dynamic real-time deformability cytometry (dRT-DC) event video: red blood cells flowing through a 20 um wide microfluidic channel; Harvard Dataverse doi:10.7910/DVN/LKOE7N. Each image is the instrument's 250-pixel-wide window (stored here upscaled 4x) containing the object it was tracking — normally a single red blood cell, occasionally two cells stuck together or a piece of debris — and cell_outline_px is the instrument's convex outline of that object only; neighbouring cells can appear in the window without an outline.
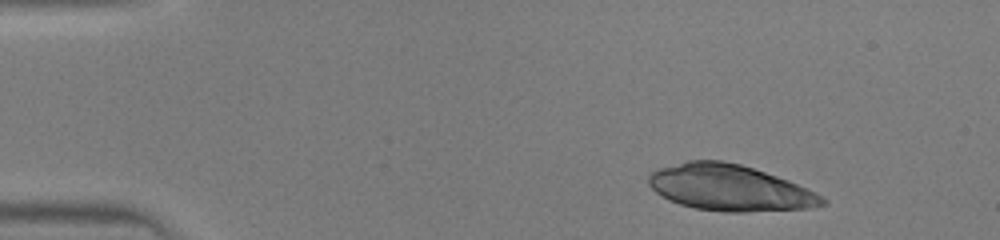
{"species": "human", "species_latin": "Homo sapiens", "temperature_condition": "warm", "stored_images_in_passage": 40, "camera_frame_rate_fps": 3000, "um_per_image_px": 0.085, "donor": {"sex": "male"}, "frame": {"image": 1, "passage_image": 1, "time_ms": 0.0, "image_size_px": [1000, 240], "cell_outline_px": [[828, 204], [812, 208], [744, 212], [724, 212], [696, 208], [680, 204], [668, 200], [656, 192], [648, 184], [648, 176], [652, 172], [660, 168], [688, 160], [720, 160], [740, 164], [788, 180], [824, 196], [828, 200]], "centroid_in_image_um": [62.05, 15.97], "position_along_channel_um": 22.9, "area_um2": 46.59}}
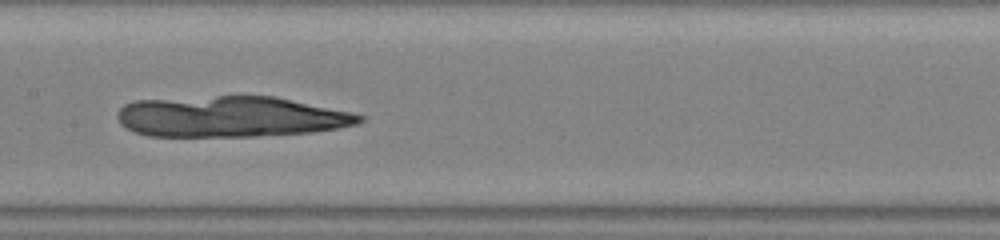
{"frame": {"image": 2, "passage_image": 18, "time_ms": 5.667, "image_size_px": [1000, 240], "cell_outline_px": [[364, 120], [356, 124], [340, 128], [312, 132], [256, 136], [148, 136], [136, 132], [120, 124], [116, 116], [116, 112], [124, 104], [136, 100], [240, 92], [276, 96], [352, 112], [364, 116]], "centroid_in_image_um": [19.6, 9.86], "position_along_channel_um": 187.8, "area_um2": 59.48}}
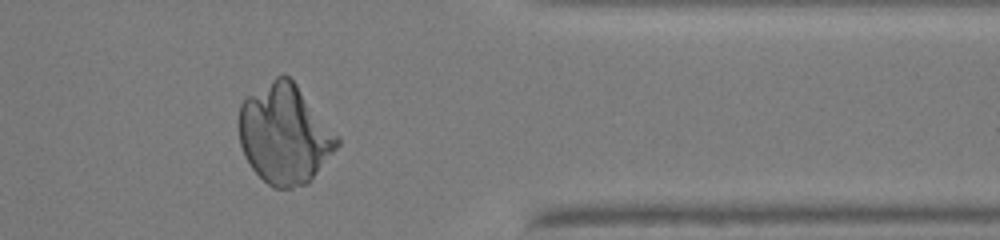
{"frame": {"image": 3, "passage_image": 32, "time_ms": 10.333, "image_size_px": [1000, 240], "cell_outline_px": [[340, 144], [308, 184], [292, 188], [276, 188], [268, 184], [252, 168], [244, 156], [240, 144], [240, 104], [248, 96], [276, 76], [288, 76], [296, 84], [340, 136]], "centroid_in_image_um": [24.22, 11.43], "position_along_channel_um": 387.2, "area_um2": 56.59}}